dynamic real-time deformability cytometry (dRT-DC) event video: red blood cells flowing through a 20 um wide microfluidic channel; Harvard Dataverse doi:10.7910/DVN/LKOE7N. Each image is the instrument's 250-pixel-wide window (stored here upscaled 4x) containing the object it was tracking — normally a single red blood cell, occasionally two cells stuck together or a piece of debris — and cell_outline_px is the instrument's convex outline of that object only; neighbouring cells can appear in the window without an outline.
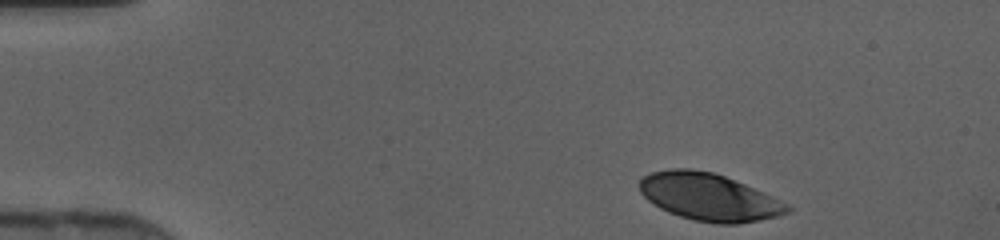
{"species": "human", "species_latin": "Homo sapiens", "temperature_condition": "cold", "stored_images_in_passage": 41, "camera_frame_rate_fps": 3000, "um_per_image_px": 0.085, "donor": {"sex": "female"}, "frame": {"image": 1, "passage_image": 1, "time_ms": 0.0, "image_size_px": [1000, 240], "cell_outline_px": [[792, 208], [788, 212], [780, 216], [760, 220], [736, 224], [716, 224], [692, 220], [668, 212], [660, 208], [648, 200], [640, 192], [640, 180], [644, 176], [652, 172], [672, 168], [688, 168], [712, 172], [724, 176], [744, 184], [772, 196], [788, 204]], "centroid_in_image_um": [60.26, 16.76], "position_along_channel_um": 24.7, "area_um2": 40.63}}
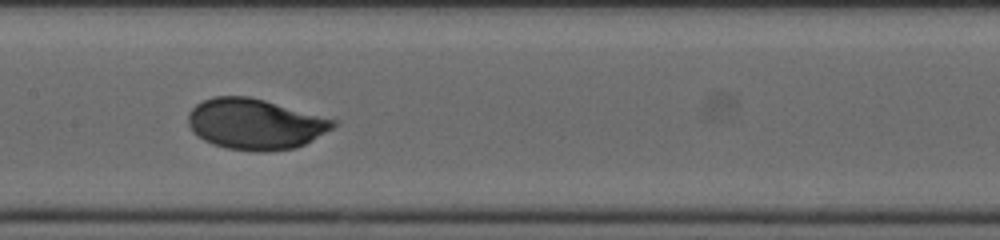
{"frame": {"image": 2, "passage_image": 18, "time_ms": 5.667, "image_size_px": [1000, 240], "cell_outline_px": [[340, 120], [332, 128], [312, 140], [296, 148], [264, 152], [256, 152], [228, 148], [212, 144], [204, 140], [192, 132], [188, 124], [188, 112], [196, 104], [212, 96], [248, 96], [264, 100]], "centroid_in_image_um": [21.69, 10.54], "position_along_channel_um": 185.7, "area_um2": 43.06}}
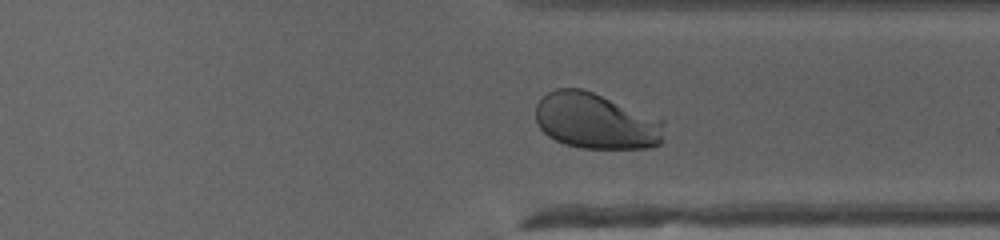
{"frame": {"image": 3, "passage_image": 30, "time_ms": 9.667, "image_size_px": [1000, 240], "cell_outline_px": [[664, 140], [660, 144], [648, 148], [580, 148], [564, 144], [548, 136], [540, 128], [536, 120], [536, 104], [548, 92], [556, 88], [580, 88], [592, 92], [664, 120]], "centroid_in_image_um": [50.66, 10.31], "position_along_channel_um": 360.7, "area_um2": 41.85}}